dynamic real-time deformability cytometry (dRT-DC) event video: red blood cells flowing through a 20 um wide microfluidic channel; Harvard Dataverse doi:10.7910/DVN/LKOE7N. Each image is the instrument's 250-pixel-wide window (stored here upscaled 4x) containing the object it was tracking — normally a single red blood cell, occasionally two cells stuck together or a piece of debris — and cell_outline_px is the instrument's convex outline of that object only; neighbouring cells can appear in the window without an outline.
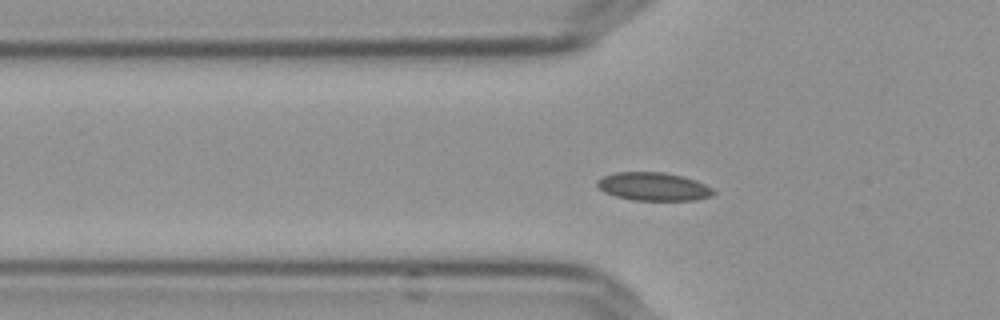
{"species": "Egyptian fruit bat (a non-hibernating species)", "species_latin": "Rousettus aegyptiacus", "temperature_condition": "cold", "stored_images_in_passage": 42, "segment_of_instrument_passage": [1, 2], "camera_frame_rate_fps": 3000, "um_per_image_px": 0.085, "frame": {"image": 1, "passage_image": 4, "time_ms": 1.0, "image_size_px": [1000, 320], "cell_outline_px": [[716, 192], [712, 196], [696, 200], [632, 200], [616, 196], [604, 192], [596, 184], [596, 180], [604, 176], [616, 172], [664, 172], [684, 176], [696, 180], [712, 188]], "centroid_in_image_um": [55.56, 15.85], "position_along_channel_um": 70.2, "area_um2": 19.19}}
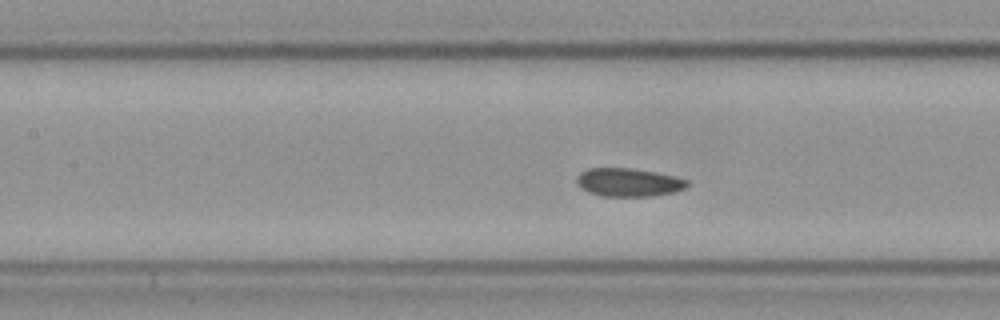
{"frame": {"image": 2, "passage_image": 11, "time_ms": 3.333, "image_size_px": [1000, 320], "cell_outline_px": [[688, 184], [684, 188], [676, 192], [652, 196], [600, 196], [588, 192], [576, 184], [576, 176], [580, 172], [588, 168], [632, 168], [656, 172], [676, 176], [688, 180]], "centroid_in_image_um": [53.41, 15.49], "position_along_channel_um": 154.0, "area_um2": 18.44}}
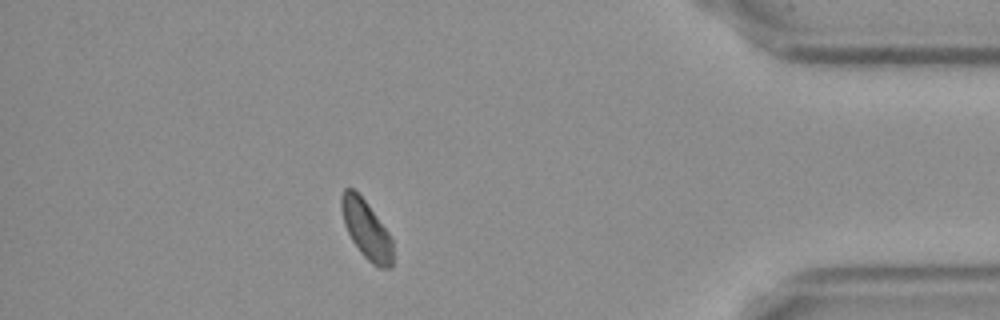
{"frame": {"image": 3, "passage_image": 35, "time_ms": 11.333, "image_size_px": [1000, 320], "cell_outline_px": [[392, 268], [380, 268], [372, 264], [360, 252], [352, 240], [344, 224], [340, 208], [340, 196], [344, 188], [352, 188], [364, 200], [388, 232], [392, 240]], "centroid_in_image_um": [31.11, 19.51], "position_along_channel_um": 404.1, "area_um2": 17.34}}